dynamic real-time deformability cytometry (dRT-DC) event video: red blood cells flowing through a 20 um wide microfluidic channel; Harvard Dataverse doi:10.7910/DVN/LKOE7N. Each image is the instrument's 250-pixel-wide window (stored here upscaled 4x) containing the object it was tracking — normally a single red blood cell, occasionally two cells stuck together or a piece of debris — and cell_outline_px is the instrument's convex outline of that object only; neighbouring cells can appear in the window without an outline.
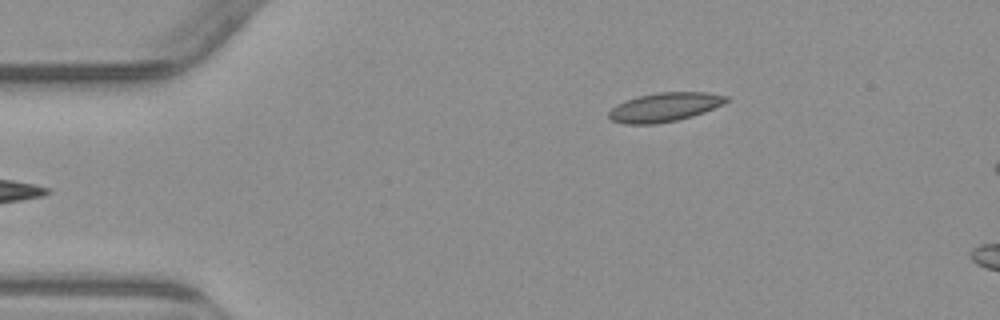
{"species": "common noctule bat (a hibernating species)", "species_latin": "Nyctalus noctula", "temperature_condition": "warm", "stored_images_in_passage": 5, "camera_frame_rate_fps": 3000, "um_per_image_px": 0.085, "animal": {"sex": "male", "body_mass_g": 23.1, "forearm_length_mm": 52.7}, "frame": {"image": 1, "passage_image": 5, "time_ms": 5.333, "image_size_px": [1000, 320], "cell_outline_px": [[728, 100], [724, 104], [704, 112], [692, 116], [676, 120], [656, 124], [624, 124], [612, 120], [608, 116], [608, 112], [616, 104], [624, 100], [636, 96], [656, 92], [708, 92], [728, 96]], "centroid_in_image_um": [56.47, 9.1], "position_along_channel_um": 28.5, "area_um2": 20.0}}